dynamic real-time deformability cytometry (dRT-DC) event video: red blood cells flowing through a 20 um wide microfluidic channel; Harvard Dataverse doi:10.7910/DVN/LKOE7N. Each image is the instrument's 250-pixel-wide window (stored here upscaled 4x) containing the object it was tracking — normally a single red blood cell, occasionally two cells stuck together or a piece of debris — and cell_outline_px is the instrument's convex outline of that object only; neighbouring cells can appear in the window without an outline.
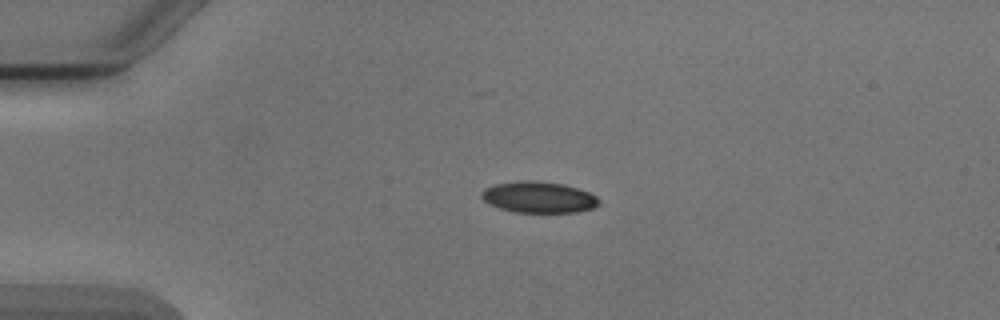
{"species": "Egyptian fruit bat (a non-hibernating species)", "species_latin": "Rousettus aegyptiacus", "temperature_condition": "cold", "stored_images_in_passage": 18, "camera_frame_rate_fps": 3000, "um_per_image_px": 0.085, "animal": {"sex": "male"}, "frame": {"image": 1, "passage_image": 12, "time_ms": 3.667, "image_size_px": [1000, 320], "cell_outline_px": [[600, 204], [592, 208], [576, 212], [512, 212], [488, 204], [480, 196], [480, 192], [484, 188], [496, 184], [520, 180], [536, 180], [564, 184], [588, 192], [596, 196], [600, 200]], "centroid_in_image_um": [45.76, 16.76], "position_along_channel_um": 39.2, "area_um2": 21.5}}